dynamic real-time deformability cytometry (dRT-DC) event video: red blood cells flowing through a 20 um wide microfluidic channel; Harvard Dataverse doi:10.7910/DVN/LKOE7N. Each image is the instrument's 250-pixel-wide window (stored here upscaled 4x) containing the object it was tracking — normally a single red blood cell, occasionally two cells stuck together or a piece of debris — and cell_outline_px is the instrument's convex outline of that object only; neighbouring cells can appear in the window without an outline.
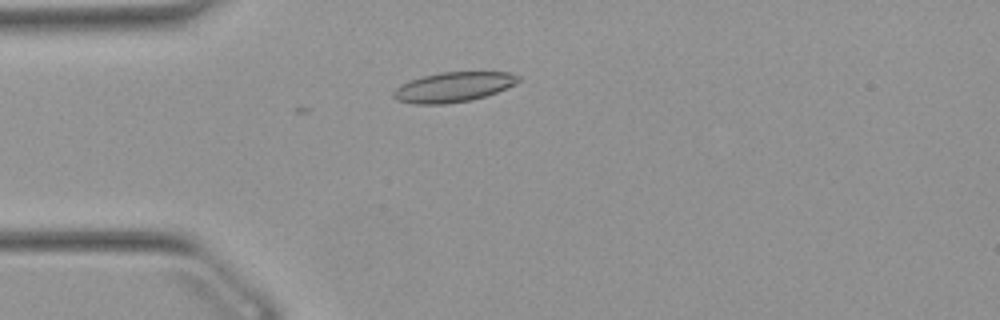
{"species": "Egyptian fruit bat (a non-hibernating species)", "species_latin": "Rousettus aegyptiacus", "temperature_condition": "warm", "stored_images_in_passage": 3, "camera_frame_rate_fps": 3000, "um_per_image_px": 0.085, "animal": {"sex": "female"}, "frame": {"image": 1, "passage_image": 1, "time_ms": 0.0, "image_size_px": [1000, 320], "cell_outline_px": [[520, 80], [516, 84], [496, 92], [472, 100], [444, 104], [412, 104], [396, 100], [392, 96], [392, 92], [400, 84], [424, 76], [440, 72], [508, 72], [520, 76]], "centroid_in_image_um": [38.52, 7.4], "position_along_channel_um": 46.5, "area_um2": 21.73}}